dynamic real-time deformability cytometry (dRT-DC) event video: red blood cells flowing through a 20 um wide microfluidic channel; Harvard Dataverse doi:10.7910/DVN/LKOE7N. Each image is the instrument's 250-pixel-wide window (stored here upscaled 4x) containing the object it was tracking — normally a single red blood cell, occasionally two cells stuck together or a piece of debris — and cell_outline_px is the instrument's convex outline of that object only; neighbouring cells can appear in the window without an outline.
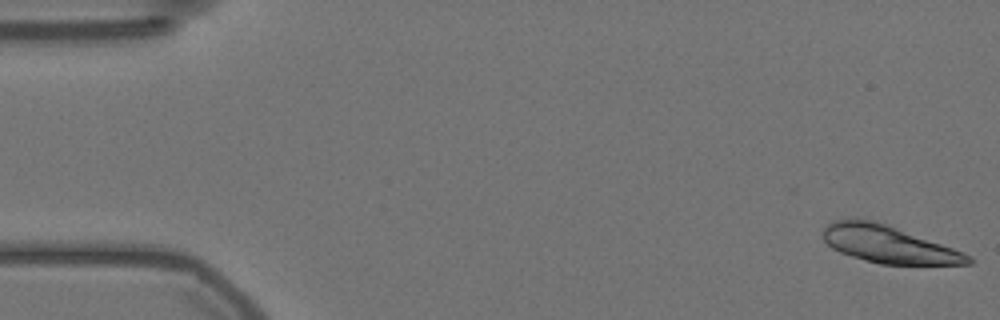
{"species": "Egyptian fruit bat (a non-hibernating species)", "species_latin": "Rousettus aegyptiacus", "temperature_condition": "warm", "stored_images_in_passage": 16, "camera_frame_rate_fps": 3000, "um_per_image_px": 0.085, "animal": {"sex": "female"}, "frame": {"image": 1, "passage_image": 1, "time_ms": 0.0, "image_size_px": [1000, 320], "cell_outline_px": [[972, 264], [880, 264], [864, 260], [840, 252], [832, 248], [824, 240], [824, 228], [828, 224], [836, 220], [868, 220], [884, 224], [952, 248], [972, 256]], "centroid_in_image_um": [75.51, 20.8], "position_along_channel_um": 9.5, "area_um2": 30.46}}